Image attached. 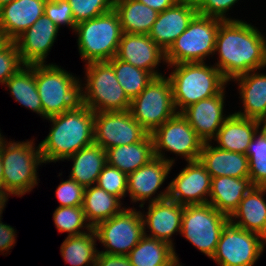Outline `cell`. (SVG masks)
<instances>
[{
  "instance_id": "cell-1",
  "label": "cell",
  "mask_w": 266,
  "mask_h": 266,
  "mask_svg": "<svg viewBox=\"0 0 266 266\" xmlns=\"http://www.w3.org/2000/svg\"><path fill=\"white\" fill-rule=\"evenodd\" d=\"M258 28L242 18L220 23L213 64L229 84L235 77L266 68V34Z\"/></svg>"
},
{
  "instance_id": "cell-2",
  "label": "cell",
  "mask_w": 266,
  "mask_h": 266,
  "mask_svg": "<svg viewBox=\"0 0 266 266\" xmlns=\"http://www.w3.org/2000/svg\"><path fill=\"white\" fill-rule=\"evenodd\" d=\"M95 112L82 102L62 114L45 120L50 122L48 135L39 143L46 164L65 159L94 143Z\"/></svg>"
},
{
  "instance_id": "cell-3",
  "label": "cell",
  "mask_w": 266,
  "mask_h": 266,
  "mask_svg": "<svg viewBox=\"0 0 266 266\" xmlns=\"http://www.w3.org/2000/svg\"><path fill=\"white\" fill-rule=\"evenodd\" d=\"M3 165L2 189L9 196L22 198L40 183L39 167L44 163L35 139L25 141L5 138L0 145Z\"/></svg>"
},
{
  "instance_id": "cell-4",
  "label": "cell",
  "mask_w": 266,
  "mask_h": 266,
  "mask_svg": "<svg viewBox=\"0 0 266 266\" xmlns=\"http://www.w3.org/2000/svg\"><path fill=\"white\" fill-rule=\"evenodd\" d=\"M177 113L189 105L218 95L231 85L214 64L209 62L178 63L166 66Z\"/></svg>"
},
{
  "instance_id": "cell-5",
  "label": "cell",
  "mask_w": 266,
  "mask_h": 266,
  "mask_svg": "<svg viewBox=\"0 0 266 266\" xmlns=\"http://www.w3.org/2000/svg\"><path fill=\"white\" fill-rule=\"evenodd\" d=\"M80 78L81 102L94 112L127 111L131 100L119 84L109 61L84 65ZM84 78V79H82Z\"/></svg>"
},
{
  "instance_id": "cell-6",
  "label": "cell",
  "mask_w": 266,
  "mask_h": 266,
  "mask_svg": "<svg viewBox=\"0 0 266 266\" xmlns=\"http://www.w3.org/2000/svg\"><path fill=\"white\" fill-rule=\"evenodd\" d=\"M35 82L43 108V121L81 103L80 75L56 63L35 64Z\"/></svg>"
},
{
  "instance_id": "cell-7",
  "label": "cell",
  "mask_w": 266,
  "mask_h": 266,
  "mask_svg": "<svg viewBox=\"0 0 266 266\" xmlns=\"http://www.w3.org/2000/svg\"><path fill=\"white\" fill-rule=\"evenodd\" d=\"M73 33L77 37L78 53L84 64L114 58L123 34L119 16L114 9L76 24Z\"/></svg>"
},
{
  "instance_id": "cell-8",
  "label": "cell",
  "mask_w": 266,
  "mask_h": 266,
  "mask_svg": "<svg viewBox=\"0 0 266 266\" xmlns=\"http://www.w3.org/2000/svg\"><path fill=\"white\" fill-rule=\"evenodd\" d=\"M223 20L196 14L188 28L165 52L167 65L207 62L213 58L216 37ZM208 58V59H207Z\"/></svg>"
},
{
  "instance_id": "cell-9",
  "label": "cell",
  "mask_w": 266,
  "mask_h": 266,
  "mask_svg": "<svg viewBox=\"0 0 266 266\" xmlns=\"http://www.w3.org/2000/svg\"><path fill=\"white\" fill-rule=\"evenodd\" d=\"M150 135L153 139L155 157L172 165L176 164L178 156L185 162L197 161L200 158L204 142L181 113H176ZM168 152L175 155L176 158L167 157Z\"/></svg>"
},
{
  "instance_id": "cell-10",
  "label": "cell",
  "mask_w": 266,
  "mask_h": 266,
  "mask_svg": "<svg viewBox=\"0 0 266 266\" xmlns=\"http://www.w3.org/2000/svg\"><path fill=\"white\" fill-rule=\"evenodd\" d=\"M228 222L229 217L209 203L185 205L180 236L211 259Z\"/></svg>"
},
{
  "instance_id": "cell-11",
  "label": "cell",
  "mask_w": 266,
  "mask_h": 266,
  "mask_svg": "<svg viewBox=\"0 0 266 266\" xmlns=\"http://www.w3.org/2000/svg\"><path fill=\"white\" fill-rule=\"evenodd\" d=\"M129 111L149 134L172 118L177 112L167 75L153 78L147 87L131 100Z\"/></svg>"
},
{
  "instance_id": "cell-12",
  "label": "cell",
  "mask_w": 266,
  "mask_h": 266,
  "mask_svg": "<svg viewBox=\"0 0 266 266\" xmlns=\"http://www.w3.org/2000/svg\"><path fill=\"white\" fill-rule=\"evenodd\" d=\"M99 251L104 254L125 255L139 243L144 236V223L141 210L127 206L110 219L100 222L94 228Z\"/></svg>"
},
{
  "instance_id": "cell-13",
  "label": "cell",
  "mask_w": 266,
  "mask_h": 266,
  "mask_svg": "<svg viewBox=\"0 0 266 266\" xmlns=\"http://www.w3.org/2000/svg\"><path fill=\"white\" fill-rule=\"evenodd\" d=\"M266 249V239L230 221L223 228L210 260L218 266H255Z\"/></svg>"
},
{
  "instance_id": "cell-14",
  "label": "cell",
  "mask_w": 266,
  "mask_h": 266,
  "mask_svg": "<svg viewBox=\"0 0 266 266\" xmlns=\"http://www.w3.org/2000/svg\"><path fill=\"white\" fill-rule=\"evenodd\" d=\"M173 167L174 165L167 161L155 157L146 165L128 174L127 197L129 195L130 199L128 200H130V204L133 205L131 207L138 205L139 202L138 207L145 205V203L167 199L169 194V182L166 188L163 187V185L166 179L170 178L169 175ZM160 188L163 189L161 190Z\"/></svg>"
},
{
  "instance_id": "cell-15",
  "label": "cell",
  "mask_w": 266,
  "mask_h": 266,
  "mask_svg": "<svg viewBox=\"0 0 266 266\" xmlns=\"http://www.w3.org/2000/svg\"><path fill=\"white\" fill-rule=\"evenodd\" d=\"M148 134L129 110L95 112L94 143L104 150L142 141Z\"/></svg>"
},
{
  "instance_id": "cell-16",
  "label": "cell",
  "mask_w": 266,
  "mask_h": 266,
  "mask_svg": "<svg viewBox=\"0 0 266 266\" xmlns=\"http://www.w3.org/2000/svg\"><path fill=\"white\" fill-rule=\"evenodd\" d=\"M145 206L139 207L145 209L141 211L144 235L171 245L174 248L177 262H180L179 255L175 250L173 236L180 235L184 205L167 198L162 201L147 203Z\"/></svg>"
},
{
  "instance_id": "cell-17",
  "label": "cell",
  "mask_w": 266,
  "mask_h": 266,
  "mask_svg": "<svg viewBox=\"0 0 266 266\" xmlns=\"http://www.w3.org/2000/svg\"><path fill=\"white\" fill-rule=\"evenodd\" d=\"M212 177L199 161L186 162L185 167L169 182L168 199L181 205L206 204Z\"/></svg>"
},
{
  "instance_id": "cell-18",
  "label": "cell",
  "mask_w": 266,
  "mask_h": 266,
  "mask_svg": "<svg viewBox=\"0 0 266 266\" xmlns=\"http://www.w3.org/2000/svg\"><path fill=\"white\" fill-rule=\"evenodd\" d=\"M226 90L225 87L218 95L193 103L180 112L204 143L211 142L216 137L231 114L225 111Z\"/></svg>"
},
{
  "instance_id": "cell-19",
  "label": "cell",
  "mask_w": 266,
  "mask_h": 266,
  "mask_svg": "<svg viewBox=\"0 0 266 266\" xmlns=\"http://www.w3.org/2000/svg\"><path fill=\"white\" fill-rule=\"evenodd\" d=\"M116 57L133 66L148 71L154 78L166 75L159 70L166 64L165 52L148 34L123 33Z\"/></svg>"
},
{
  "instance_id": "cell-20",
  "label": "cell",
  "mask_w": 266,
  "mask_h": 266,
  "mask_svg": "<svg viewBox=\"0 0 266 266\" xmlns=\"http://www.w3.org/2000/svg\"><path fill=\"white\" fill-rule=\"evenodd\" d=\"M59 29L43 15L14 42L24 65L47 64L48 55L56 42Z\"/></svg>"
},
{
  "instance_id": "cell-21",
  "label": "cell",
  "mask_w": 266,
  "mask_h": 266,
  "mask_svg": "<svg viewBox=\"0 0 266 266\" xmlns=\"http://www.w3.org/2000/svg\"><path fill=\"white\" fill-rule=\"evenodd\" d=\"M197 14L194 0H179L168 9L159 12L149 37L166 52L187 28Z\"/></svg>"
},
{
  "instance_id": "cell-22",
  "label": "cell",
  "mask_w": 266,
  "mask_h": 266,
  "mask_svg": "<svg viewBox=\"0 0 266 266\" xmlns=\"http://www.w3.org/2000/svg\"><path fill=\"white\" fill-rule=\"evenodd\" d=\"M264 70L265 68L250 71L230 81L238 86L236 88L238 98L242 102L238 106L242 108L234 112L236 115L261 122L266 118V72H263Z\"/></svg>"
},
{
  "instance_id": "cell-23",
  "label": "cell",
  "mask_w": 266,
  "mask_h": 266,
  "mask_svg": "<svg viewBox=\"0 0 266 266\" xmlns=\"http://www.w3.org/2000/svg\"><path fill=\"white\" fill-rule=\"evenodd\" d=\"M47 0H14L0 8V28L15 41L44 15Z\"/></svg>"
},
{
  "instance_id": "cell-24",
  "label": "cell",
  "mask_w": 266,
  "mask_h": 266,
  "mask_svg": "<svg viewBox=\"0 0 266 266\" xmlns=\"http://www.w3.org/2000/svg\"><path fill=\"white\" fill-rule=\"evenodd\" d=\"M199 161L212 178L249 177V160L246 154L218 148L212 142L203 143Z\"/></svg>"
},
{
  "instance_id": "cell-25",
  "label": "cell",
  "mask_w": 266,
  "mask_h": 266,
  "mask_svg": "<svg viewBox=\"0 0 266 266\" xmlns=\"http://www.w3.org/2000/svg\"><path fill=\"white\" fill-rule=\"evenodd\" d=\"M261 127V121L231 112L211 142L218 148L246 154L249 144Z\"/></svg>"
},
{
  "instance_id": "cell-26",
  "label": "cell",
  "mask_w": 266,
  "mask_h": 266,
  "mask_svg": "<svg viewBox=\"0 0 266 266\" xmlns=\"http://www.w3.org/2000/svg\"><path fill=\"white\" fill-rule=\"evenodd\" d=\"M229 221L266 239V187L254 186L246 193Z\"/></svg>"
},
{
  "instance_id": "cell-27",
  "label": "cell",
  "mask_w": 266,
  "mask_h": 266,
  "mask_svg": "<svg viewBox=\"0 0 266 266\" xmlns=\"http://www.w3.org/2000/svg\"><path fill=\"white\" fill-rule=\"evenodd\" d=\"M254 187L250 177L220 176L212 178L208 203L230 217L246 193Z\"/></svg>"
},
{
  "instance_id": "cell-28",
  "label": "cell",
  "mask_w": 266,
  "mask_h": 266,
  "mask_svg": "<svg viewBox=\"0 0 266 266\" xmlns=\"http://www.w3.org/2000/svg\"><path fill=\"white\" fill-rule=\"evenodd\" d=\"M65 160L72 162L68 177L84 188L96 185L99 174L107 164L105 150L96 143L83 147Z\"/></svg>"
},
{
  "instance_id": "cell-29",
  "label": "cell",
  "mask_w": 266,
  "mask_h": 266,
  "mask_svg": "<svg viewBox=\"0 0 266 266\" xmlns=\"http://www.w3.org/2000/svg\"><path fill=\"white\" fill-rule=\"evenodd\" d=\"M107 164L130 174L149 163L154 155L153 139L148 134L142 141L105 150Z\"/></svg>"
},
{
  "instance_id": "cell-30",
  "label": "cell",
  "mask_w": 266,
  "mask_h": 266,
  "mask_svg": "<svg viewBox=\"0 0 266 266\" xmlns=\"http://www.w3.org/2000/svg\"><path fill=\"white\" fill-rule=\"evenodd\" d=\"M126 204L97 185L84 189L82 207L86 221L92 228L120 213L127 206Z\"/></svg>"
},
{
  "instance_id": "cell-31",
  "label": "cell",
  "mask_w": 266,
  "mask_h": 266,
  "mask_svg": "<svg viewBox=\"0 0 266 266\" xmlns=\"http://www.w3.org/2000/svg\"><path fill=\"white\" fill-rule=\"evenodd\" d=\"M123 33L149 34L159 12L137 0H114Z\"/></svg>"
},
{
  "instance_id": "cell-32",
  "label": "cell",
  "mask_w": 266,
  "mask_h": 266,
  "mask_svg": "<svg viewBox=\"0 0 266 266\" xmlns=\"http://www.w3.org/2000/svg\"><path fill=\"white\" fill-rule=\"evenodd\" d=\"M4 86L15 102L43 119L42 103L35 82V64L23 66L5 82Z\"/></svg>"
},
{
  "instance_id": "cell-33",
  "label": "cell",
  "mask_w": 266,
  "mask_h": 266,
  "mask_svg": "<svg viewBox=\"0 0 266 266\" xmlns=\"http://www.w3.org/2000/svg\"><path fill=\"white\" fill-rule=\"evenodd\" d=\"M127 256L132 266H173L177 262L171 245L146 235Z\"/></svg>"
},
{
  "instance_id": "cell-34",
  "label": "cell",
  "mask_w": 266,
  "mask_h": 266,
  "mask_svg": "<svg viewBox=\"0 0 266 266\" xmlns=\"http://www.w3.org/2000/svg\"><path fill=\"white\" fill-rule=\"evenodd\" d=\"M97 236L92 228L85 234L66 236L60 245L63 261L71 266H95L99 249Z\"/></svg>"
},
{
  "instance_id": "cell-35",
  "label": "cell",
  "mask_w": 266,
  "mask_h": 266,
  "mask_svg": "<svg viewBox=\"0 0 266 266\" xmlns=\"http://www.w3.org/2000/svg\"><path fill=\"white\" fill-rule=\"evenodd\" d=\"M109 62L112 64L119 84L130 100L137 97L154 78L148 71L124 62L116 56Z\"/></svg>"
},
{
  "instance_id": "cell-36",
  "label": "cell",
  "mask_w": 266,
  "mask_h": 266,
  "mask_svg": "<svg viewBox=\"0 0 266 266\" xmlns=\"http://www.w3.org/2000/svg\"><path fill=\"white\" fill-rule=\"evenodd\" d=\"M52 218L59 234L67 233V236H77L92 229L86 221L82 206H57Z\"/></svg>"
},
{
  "instance_id": "cell-37",
  "label": "cell",
  "mask_w": 266,
  "mask_h": 266,
  "mask_svg": "<svg viewBox=\"0 0 266 266\" xmlns=\"http://www.w3.org/2000/svg\"><path fill=\"white\" fill-rule=\"evenodd\" d=\"M249 177L254 186L266 187V131L261 127L249 144Z\"/></svg>"
},
{
  "instance_id": "cell-38",
  "label": "cell",
  "mask_w": 266,
  "mask_h": 266,
  "mask_svg": "<svg viewBox=\"0 0 266 266\" xmlns=\"http://www.w3.org/2000/svg\"><path fill=\"white\" fill-rule=\"evenodd\" d=\"M127 177L128 175L118 168L106 164L98 176L96 185L124 203L123 200L127 196Z\"/></svg>"
},
{
  "instance_id": "cell-39",
  "label": "cell",
  "mask_w": 266,
  "mask_h": 266,
  "mask_svg": "<svg viewBox=\"0 0 266 266\" xmlns=\"http://www.w3.org/2000/svg\"><path fill=\"white\" fill-rule=\"evenodd\" d=\"M68 2L75 24L107 13L114 7V0H68Z\"/></svg>"
},
{
  "instance_id": "cell-40",
  "label": "cell",
  "mask_w": 266,
  "mask_h": 266,
  "mask_svg": "<svg viewBox=\"0 0 266 266\" xmlns=\"http://www.w3.org/2000/svg\"><path fill=\"white\" fill-rule=\"evenodd\" d=\"M44 15L59 29L66 26L72 33L74 32L76 24L68 0H47L44 5Z\"/></svg>"
},
{
  "instance_id": "cell-41",
  "label": "cell",
  "mask_w": 266,
  "mask_h": 266,
  "mask_svg": "<svg viewBox=\"0 0 266 266\" xmlns=\"http://www.w3.org/2000/svg\"><path fill=\"white\" fill-rule=\"evenodd\" d=\"M240 0H194L197 13L223 21L239 20L228 14Z\"/></svg>"
},
{
  "instance_id": "cell-42",
  "label": "cell",
  "mask_w": 266,
  "mask_h": 266,
  "mask_svg": "<svg viewBox=\"0 0 266 266\" xmlns=\"http://www.w3.org/2000/svg\"><path fill=\"white\" fill-rule=\"evenodd\" d=\"M25 66L20 58L18 47L11 41L3 50L0 51V85Z\"/></svg>"
},
{
  "instance_id": "cell-43",
  "label": "cell",
  "mask_w": 266,
  "mask_h": 266,
  "mask_svg": "<svg viewBox=\"0 0 266 266\" xmlns=\"http://www.w3.org/2000/svg\"><path fill=\"white\" fill-rule=\"evenodd\" d=\"M56 186L55 195L58 199L59 206H83L84 187L75 180L68 177Z\"/></svg>"
},
{
  "instance_id": "cell-44",
  "label": "cell",
  "mask_w": 266,
  "mask_h": 266,
  "mask_svg": "<svg viewBox=\"0 0 266 266\" xmlns=\"http://www.w3.org/2000/svg\"><path fill=\"white\" fill-rule=\"evenodd\" d=\"M2 214H0V255H10L11 249L17 243V232L13 226L2 222Z\"/></svg>"
},
{
  "instance_id": "cell-45",
  "label": "cell",
  "mask_w": 266,
  "mask_h": 266,
  "mask_svg": "<svg viewBox=\"0 0 266 266\" xmlns=\"http://www.w3.org/2000/svg\"><path fill=\"white\" fill-rule=\"evenodd\" d=\"M95 266H132L128 256L99 252Z\"/></svg>"
},
{
  "instance_id": "cell-46",
  "label": "cell",
  "mask_w": 266,
  "mask_h": 266,
  "mask_svg": "<svg viewBox=\"0 0 266 266\" xmlns=\"http://www.w3.org/2000/svg\"><path fill=\"white\" fill-rule=\"evenodd\" d=\"M143 4H146L150 8L157 12H162L169 7L173 6L179 0H137Z\"/></svg>"
},
{
  "instance_id": "cell-47",
  "label": "cell",
  "mask_w": 266,
  "mask_h": 266,
  "mask_svg": "<svg viewBox=\"0 0 266 266\" xmlns=\"http://www.w3.org/2000/svg\"><path fill=\"white\" fill-rule=\"evenodd\" d=\"M10 197L3 191V189L0 187V214H3L6 204L9 201Z\"/></svg>"
},
{
  "instance_id": "cell-48",
  "label": "cell",
  "mask_w": 266,
  "mask_h": 266,
  "mask_svg": "<svg viewBox=\"0 0 266 266\" xmlns=\"http://www.w3.org/2000/svg\"><path fill=\"white\" fill-rule=\"evenodd\" d=\"M11 40L8 38L7 34L0 28V51L3 50Z\"/></svg>"
},
{
  "instance_id": "cell-49",
  "label": "cell",
  "mask_w": 266,
  "mask_h": 266,
  "mask_svg": "<svg viewBox=\"0 0 266 266\" xmlns=\"http://www.w3.org/2000/svg\"><path fill=\"white\" fill-rule=\"evenodd\" d=\"M2 182H3V165L0 157V187L2 188Z\"/></svg>"
},
{
  "instance_id": "cell-50",
  "label": "cell",
  "mask_w": 266,
  "mask_h": 266,
  "mask_svg": "<svg viewBox=\"0 0 266 266\" xmlns=\"http://www.w3.org/2000/svg\"><path fill=\"white\" fill-rule=\"evenodd\" d=\"M14 0H0V8L8 3H11Z\"/></svg>"
},
{
  "instance_id": "cell-51",
  "label": "cell",
  "mask_w": 266,
  "mask_h": 266,
  "mask_svg": "<svg viewBox=\"0 0 266 266\" xmlns=\"http://www.w3.org/2000/svg\"><path fill=\"white\" fill-rule=\"evenodd\" d=\"M5 138V135L2 134V130L0 129V145Z\"/></svg>"
},
{
  "instance_id": "cell-52",
  "label": "cell",
  "mask_w": 266,
  "mask_h": 266,
  "mask_svg": "<svg viewBox=\"0 0 266 266\" xmlns=\"http://www.w3.org/2000/svg\"><path fill=\"white\" fill-rule=\"evenodd\" d=\"M262 127L266 131V118L262 121Z\"/></svg>"
},
{
  "instance_id": "cell-53",
  "label": "cell",
  "mask_w": 266,
  "mask_h": 266,
  "mask_svg": "<svg viewBox=\"0 0 266 266\" xmlns=\"http://www.w3.org/2000/svg\"><path fill=\"white\" fill-rule=\"evenodd\" d=\"M182 262H176L173 266H184L185 264H183Z\"/></svg>"
}]
</instances>
